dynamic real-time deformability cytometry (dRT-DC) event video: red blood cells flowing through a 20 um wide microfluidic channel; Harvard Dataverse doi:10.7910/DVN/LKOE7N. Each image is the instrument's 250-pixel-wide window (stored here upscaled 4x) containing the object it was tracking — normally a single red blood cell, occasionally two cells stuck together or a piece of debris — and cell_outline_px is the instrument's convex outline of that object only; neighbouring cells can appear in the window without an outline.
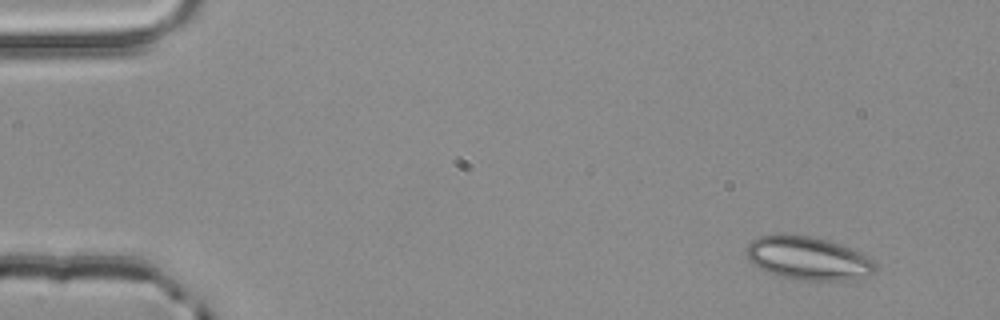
{"species": "common noctule bat (a hibernating species)", "species_latin": "Nyctalus noctula", "temperature_condition": "room temperature", "stored_images_in_passage": 4, "camera_frame_rate_fps": 3000, "um_per_image_px": 0.085, "animal": {"sex": "male", "body_mass_g": 20.4}, "frame": {"image": 1, "passage_image": 1, "time_ms": 0.0, "image_size_px": [1000, 320], "cell_outline_px": [[876, 272], [868, 276], [856, 280], [804, 280], [780, 276], [768, 272], [760, 268], [748, 260], [744, 248], [752, 240], [760, 236], [776, 232], [812, 236], [828, 240], [848, 248], [876, 260]], "centroid_in_image_um": [68.67, 21.93], "position_along_channel_um": 16.3, "area_um2": 33.0}}